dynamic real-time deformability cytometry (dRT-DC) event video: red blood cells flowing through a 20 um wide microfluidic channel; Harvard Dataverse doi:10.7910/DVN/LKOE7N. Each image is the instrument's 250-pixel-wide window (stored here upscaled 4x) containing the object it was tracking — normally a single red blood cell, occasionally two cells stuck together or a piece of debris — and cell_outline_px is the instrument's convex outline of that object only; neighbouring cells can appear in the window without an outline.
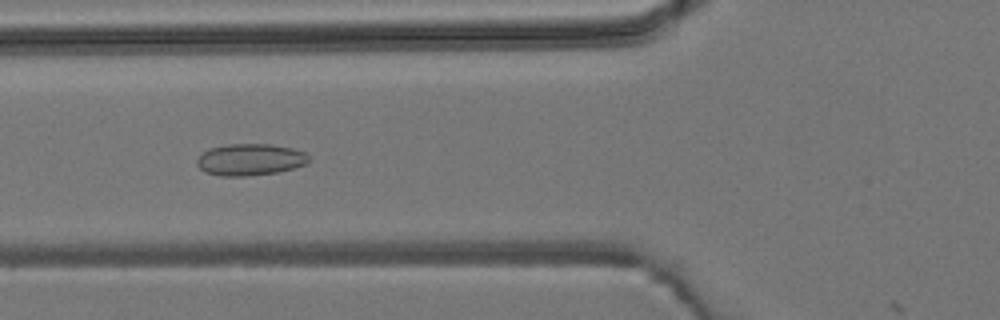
{"species": "common noctule bat (a hibernating species)", "species_latin": "Nyctalus noctula", "temperature_condition": "room temperature", "stored_images_in_passage": 8, "camera_frame_rate_fps": 3000, "um_per_image_px": 0.085, "animal": {"sex": "male", "body_mass_g": 19.2, "forearm_length_mm": 51.8}, "frame": {"image": 1, "passage_image": 5, "time_ms": 4.667, "image_size_px": [1000, 320], "cell_outline_px": [[312, 160], [304, 164], [292, 168], [276, 172], [244, 176], [220, 176], [204, 172], [196, 164], [196, 160], [208, 148], [228, 144], [272, 144], [292, 148], [304, 152]], "centroid_in_image_um": [21.24, 13.56], "position_along_channel_um": 104.6, "area_um2": 20.63}}
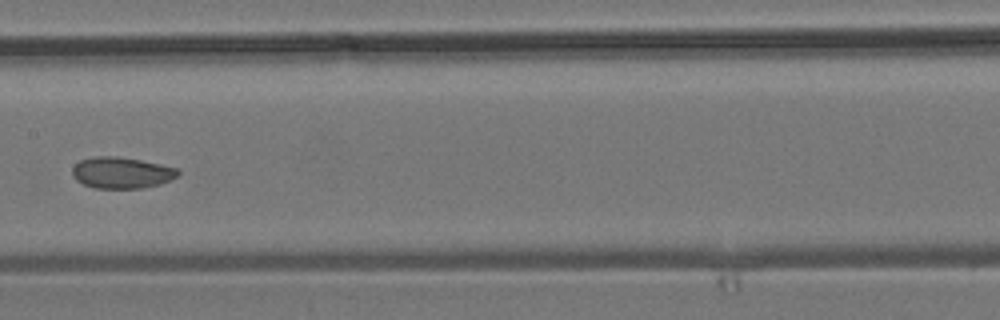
{"frame": {"image": 2, "passage_image": 7, "time_ms": 7.0, "image_size_px": [1000, 320], "cell_outline_px": [[180, 172], [176, 176], [160, 184], [144, 188], [96, 188], [84, 184], [76, 180], [72, 176], [72, 168], [80, 160], [92, 156], [116, 156], [140, 160], [180, 168]], "centroid_in_image_um": [10.32, 14.67], "position_along_channel_um": 197.1, "area_um2": 19.31}}
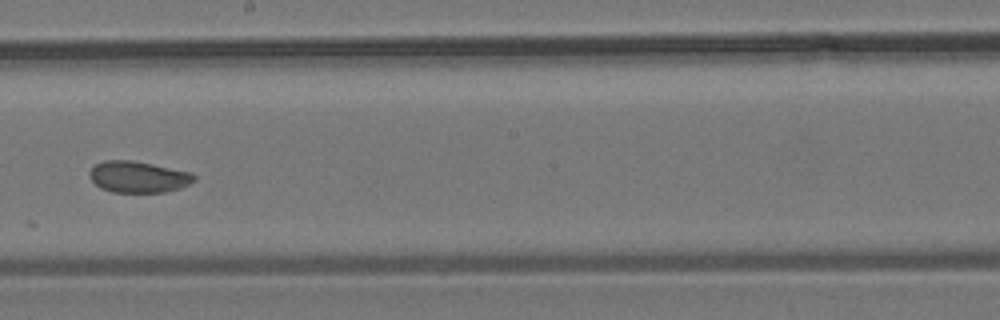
{"frame": {"image": 3, "passage_image": 8, "time_ms": 8.0, "image_size_px": [1000, 320], "cell_outline_px": [[196, 180], [180, 188], [164, 192], [112, 192], [100, 188], [92, 180], [88, 172], [96, 164], [104, 160], [132, 160], [192, 172], [196, 176]], "centroid_in_image_um": [11.76, 15.03], "position_along_channel_um": 236.4, "area_um2": 19.13}}